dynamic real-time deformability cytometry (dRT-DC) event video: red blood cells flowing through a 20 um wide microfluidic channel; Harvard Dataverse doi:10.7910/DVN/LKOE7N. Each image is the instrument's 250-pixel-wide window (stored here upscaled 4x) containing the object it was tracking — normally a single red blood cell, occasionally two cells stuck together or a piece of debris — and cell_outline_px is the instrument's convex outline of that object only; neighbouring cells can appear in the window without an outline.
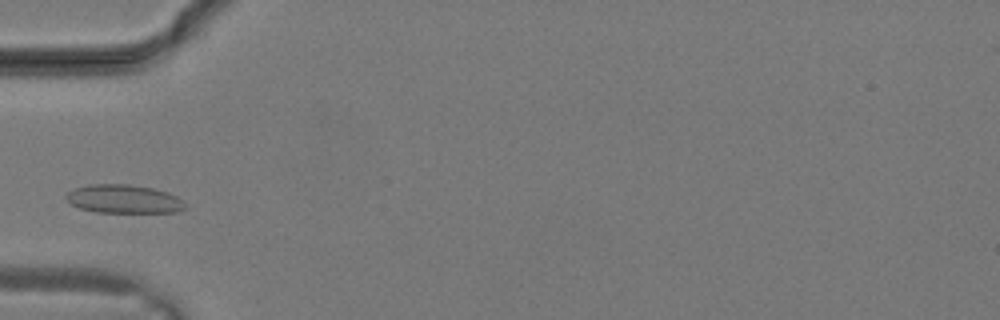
{"species": "common noctule bat (a hibernating species)", "species_latin": "Nyctalus noctula", "temperature_condition": "warm", "stored_images_in_passage": 7, "camera_frame_rate_fps": 3000, "um_per_image_px": 0.085, "animal": {"sex": "male", "body_mass_g": 19.2, "forearm_length_mm": 51.8}, "frame": {"image": 1, "passage_image": 4, "time_ms": 1.0, "image_size_px": [1000, 320], "cell_outline_px": [[188, 208], [176, 212], [96, 212], [80, 208], [72, 204], [64, 196], [68, 192], [76, 188], [88, 184], [128, 184], [152, 188], [168, 192], [176, 196]], "centroid_in_image_um": [10.52, 16.91], "position_along_channel_um": 74.5, "area_um2": 19.65}}
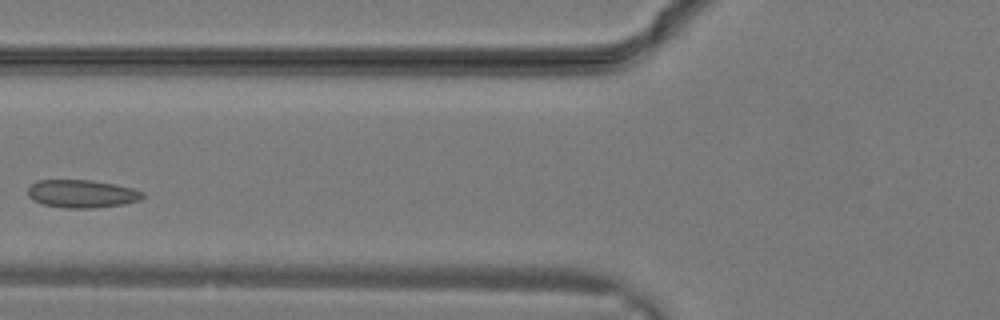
{"frame": {"image": 2, "passage_image": 6, "time_ms": 1.667, "image_size_px": [1000, 320], "cell_outline_px": [[144, 196], [140, 200], [124, 204], [92, 208], [64, 208], [44, 204], [32, 200], [28, 196], [28, 188], [36, 180], [92, 180], [116, 184], [132, 188], [144, 192]], "centroid_in_image_um": [6.96, 16.46], "position_along_channel_um": 118.8, "area_um2": 18.79}}